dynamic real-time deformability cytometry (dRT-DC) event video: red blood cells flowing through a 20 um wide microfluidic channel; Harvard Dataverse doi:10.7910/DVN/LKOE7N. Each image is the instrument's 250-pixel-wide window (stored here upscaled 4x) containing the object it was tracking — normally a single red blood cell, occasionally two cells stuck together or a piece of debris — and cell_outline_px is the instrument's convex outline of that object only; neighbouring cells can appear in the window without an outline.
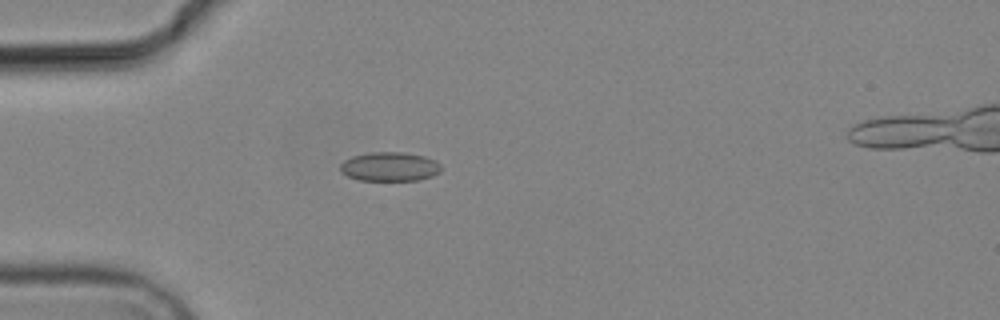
{"species": "common noctule bat (a hibernating species)", "species_latin": "Nyctalus noctula", "temperature_condition": "cold", "stored_images_in_passage": 5, "camera_frame_rate_fps": 3000, "um_per_image_px": 0.085, "animal": {"sex": "male", "body_mass_g": 19.2, "forearm_length_mm": 51.8}, "frame": {"image": 1, "passage_image": 5, "time_ms": 4.667, "image_size_px": [1000, 320], "cell_outline_px": [[440, 172], [432, 176], [416, 180], [360, 180], [348, 176], [340, 172], [340, 164], [344, 160], [352, 156], [372, 152], [404, 152], [424, 156], [436, 160], [440, 164]], "centroid_in_image_um": [33.11, 14.16], "position_along_channel_um": 51.9, "area_um2": 17.11}}